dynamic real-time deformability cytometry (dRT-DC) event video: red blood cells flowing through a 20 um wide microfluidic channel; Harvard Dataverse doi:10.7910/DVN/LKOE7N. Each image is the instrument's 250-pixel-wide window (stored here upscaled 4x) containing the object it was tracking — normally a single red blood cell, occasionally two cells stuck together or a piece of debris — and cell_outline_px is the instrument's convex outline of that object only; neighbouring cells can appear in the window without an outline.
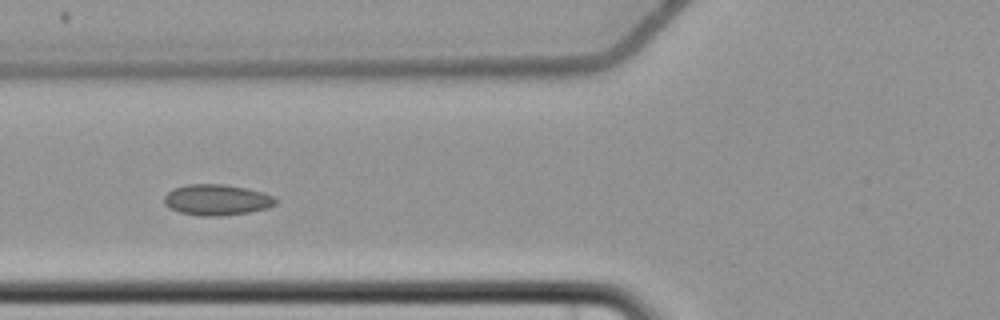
{"species": "common noctule bat (a hibernating species)", "species_latin": "Nyctalus noctula", "temperature_condition": "cold", "stored_images_in_passage": 6, "camera_frame_rate_fps": 3000, "um_per_image_px": 0.085, "animal": {"sex": "female", "body_mass_g": 22.7, "forearm_length_mm": 54.2}, "frame": {"image": 1, "passage_image": 4, "time_ms": 4.667, "image_size_px": [1000, 320], "cell_outline_px": [[276, 204], [268, 208], [248, 212], [220, 216], [200, 216], [180, 212], [164, 204], [164, 196], [172, 188], [188, 184], [224, 184], [248, 188], [264, 192], [272, 196], [276, 200]], "centroid_in_image_um": [18.43, 16.98], "position_along_channel_um": 107.4, "area_um2": 20.11}}
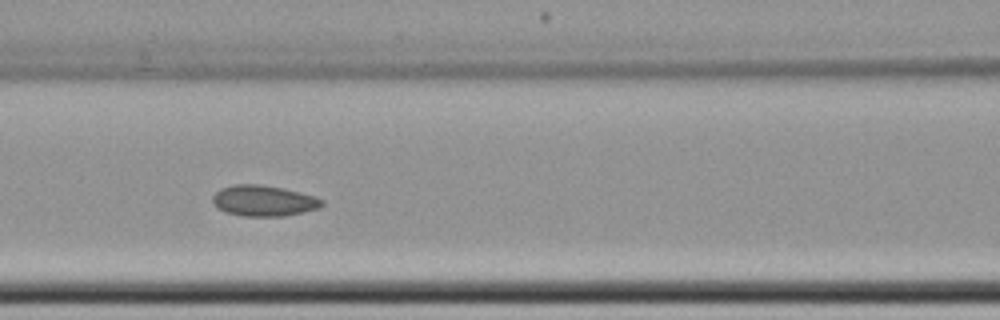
{"frame": {"image": 2, "passage_image": 5, "time_ms": 5.667, "image_size_px": [1000, 320], "cell_outline_px": [[324, 204], [320, 208], [304, 212], [284, 216], [240, 216], [224, 212], [216, 208], [212, 200], [212, 196], [220, 188], [232, 184], [260, 184], [284, 188], [300, 192], [324, 200]], "centroid_in_image_um": [22.38, 17.06], "position_along_channel_um": 144.2, "area_um2": 19.94}}
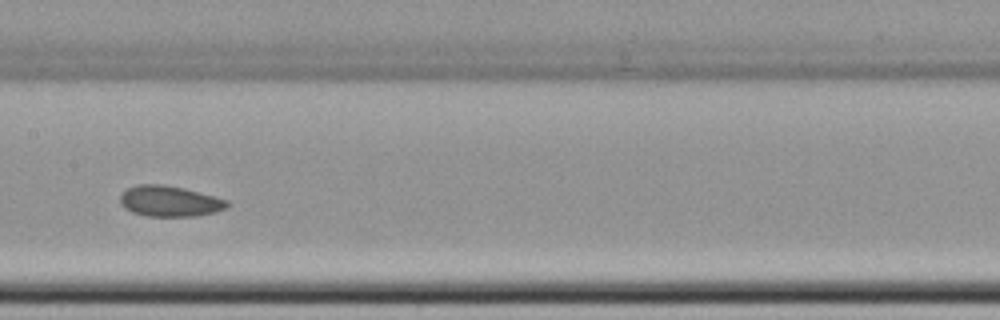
{"frame": {"image": 3, "passage_image": 6, "time_ms": 7.0, "image_size_px": [1000, 320], "cell_outline_px": [[228, 208], [216, 212], [196, 216], [148, 216], [132, 212], [124, 208], [120, 204], [120, 196], [128, 188], [136, 184], [164, 184], [184, 188], [228, 200]], "centroid_in_image_um": [14.42, 17.1], "position_along_channel_um": 193.0, "area_um2": 19.25}}